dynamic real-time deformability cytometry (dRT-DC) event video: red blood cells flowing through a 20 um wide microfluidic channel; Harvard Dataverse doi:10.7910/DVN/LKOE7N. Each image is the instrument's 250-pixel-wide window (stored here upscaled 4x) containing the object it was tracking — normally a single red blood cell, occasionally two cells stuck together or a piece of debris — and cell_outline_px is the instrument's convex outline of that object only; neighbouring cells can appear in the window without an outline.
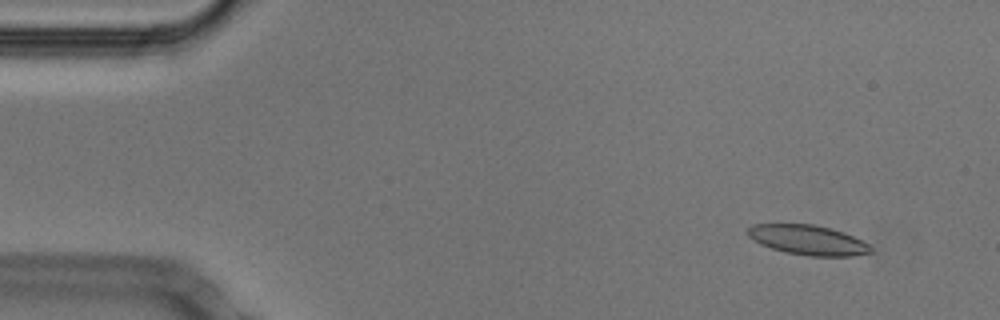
{"species": "Egyptian fruit bat (a non-hibernating species)", "species_latin": "Rousettus aegyptiacus", "temperature_condition": "cold", "stored_images_in_passage": 53, "camera_frame_rate_fps": 3000, "um_per_image_px": 0.085, "animal": {"sex": "male"}, "frame": {"image": 1, "passage_image": 5, "time_ms": 1.333, "image_size_px": [1000, 320], "cell_outline_px": [[872, 252], [852, 256], [808, 256], [784, 252], [760, 244], [752, 240], [748, 236], [748, 228], [752, 224], [812, 224], [832, 228], [844, 232], [868, 244], [872, 248]], "centroid_in_image_um": [68.66, 20.4], "position_along_channel_um": 16.3, "area_um2": 21.39}}
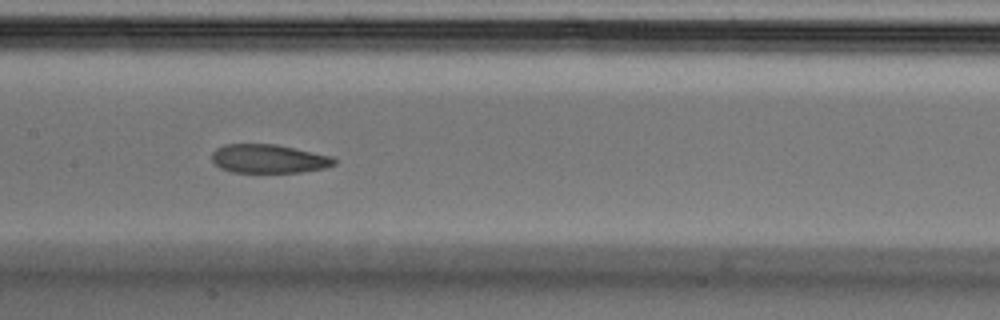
{"frame": {"image": 2, "passage_image": 26, "time_ms": 8.333, "image_size_px": [1000, 320], "cell_outline_px": [[336, 164], [324, 168], [300, 172], [232, 172], [220, 168], [212, 160], [212, 152], [216, 148], [224, 144], [276, 144], [332, 156], [336, 160]], "centroid_in_image_um": [22.83, 13.49], "position_along_channel_um": 184.6, "area_um2": 20.46}}
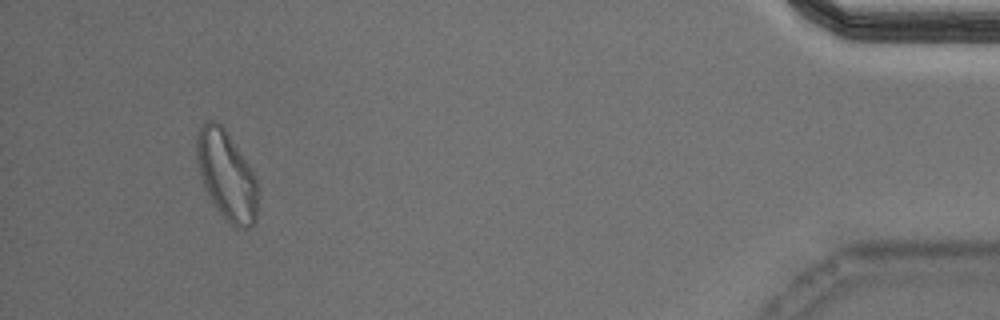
{"frame": {"image": 3, "passage_image": 50, "time_ms": 16.333, "image_size_px": [1000, 320], "cell_outline_px": [[256, 220], [248, 228], [236, 228], [216, 208], [204, 188], [200, 176], [196, 160], [196, 136], [204, 120], [216, 120], [228, 132], [256, 176]], "centroid_in_image_um": [19.22, 14.85], "position_along_channel_um": 416.0, "area_um2": 31.62}, "authors_computed_cell_mechanics": {"area_um2": 22.0218, "velocity_mm_per_s": 3.7465, "shape_relaxation_time_tau1_ms": 4.9201, "shape_relaxation_time_tau2_ms": 3.7077, "deformation_change_tau1": 0.1202, "deformation_change_tau2": 0.0971}}